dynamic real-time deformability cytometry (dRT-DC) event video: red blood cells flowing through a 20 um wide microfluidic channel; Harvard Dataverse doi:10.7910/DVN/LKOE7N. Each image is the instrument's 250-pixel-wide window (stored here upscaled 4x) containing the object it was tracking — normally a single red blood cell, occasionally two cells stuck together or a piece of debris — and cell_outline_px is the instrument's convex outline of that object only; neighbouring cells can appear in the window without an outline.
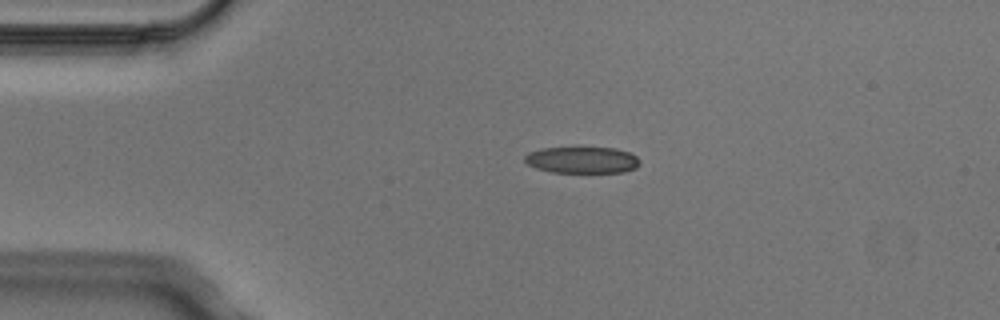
{"species": "Egyptian fruit bat (a non-hibernating species)", "species_latin": "Rousettus aegyptiacus", "temperature_condition": "cold", "stored_images_in_passage": 3, "camera_frame_rate_fps": 3000, "um_per_image_px": 0.085, "animal": {"sex": "male"}, "frame": {"image": 1, "passage_image": 2, "time_ms": 0.333, "image_size_px": [1000, 320], "cell_outline_px": [[640, 164], [636, 168], [624, 172], [552, 172], [536, 168], [528, 164], [524, 160], [524, 156], [528, 152], [540, 148], [616, 148], [628, 152], [636, 156], [640, 160]], "centroid_in_image_um": [49.48, 13.6], "position_along_channel_um": 35.5, "area_um2": 17.74}}